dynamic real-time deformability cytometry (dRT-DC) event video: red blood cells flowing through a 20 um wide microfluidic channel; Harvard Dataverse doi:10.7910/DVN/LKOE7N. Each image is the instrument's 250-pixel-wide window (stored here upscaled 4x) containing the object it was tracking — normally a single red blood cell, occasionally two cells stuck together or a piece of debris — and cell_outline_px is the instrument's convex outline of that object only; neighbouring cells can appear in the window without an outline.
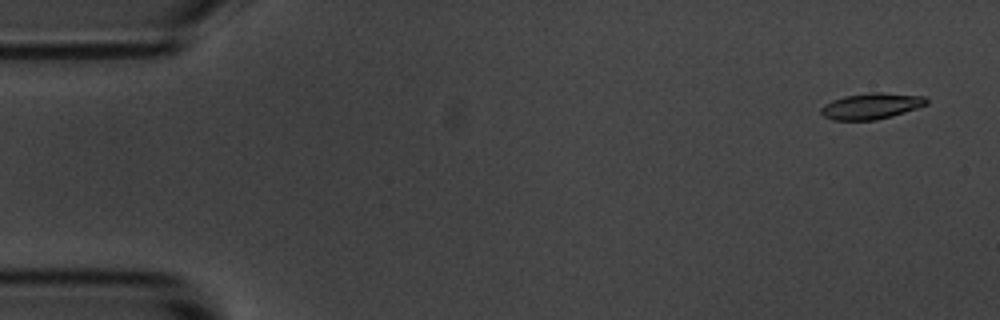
{"species": "common noctule bat (a hibernating species)", "species_latin": "Nyctalus noctula", "temperature_condition": "room temperature", "stored_images_in_passage": 55, "camera_frame_rate_fps": 3000, "um_per_image_px": 0.085, "animal": {"sex": "male", "body_mass_g": 20.1, "forearm_length_mm": 53.5}, "frame": {"image": 1, "passage_image": 3, "time_ms": 0.667, "image_size_px": [1000, 320], "cell_outline_px": [[928, 104], [892, 116], [876, 120], [832, 120], [824, 116], [820, 112], [820, 108], [824, 104], [832, 100], [844, 96], [868, 92], [880, 92], [924, 96], [928, 100]], "centroid_in_image_um": [74.03, 9.01], "position_along_channel_um": 11.0, "area_um2": 16.07}}
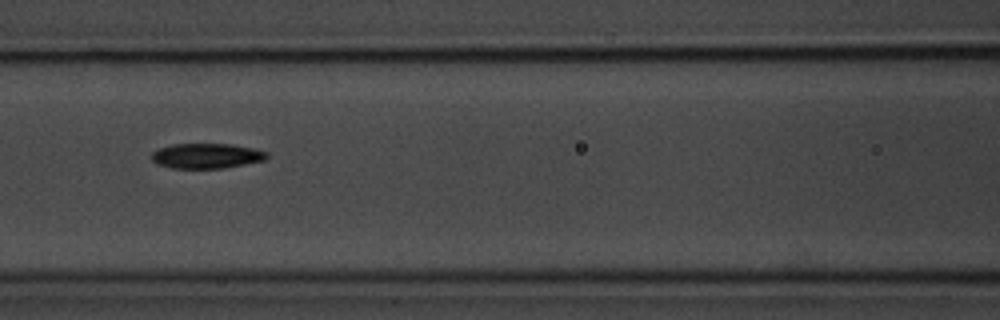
{"frame": {"image": 2, "passage_image": 24, "time_ms": 7.667, "image_size_px": [1000, 320], "cell_outline_px": [[268, 156], [264, 160], [224, 168], [172, 168], [160, 164], [152, 160], [152, 152], [160, 148], [172, 144], [232, 144], [252, 148], [268, 152]], "centroid_in_image_um": [17.57, 13.24], "position_along_channel_um": 149.0, "area_um2": 16.65}}
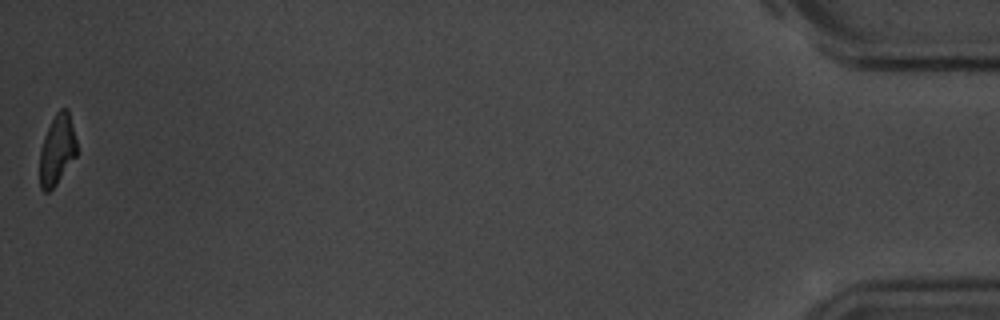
{"frame": {"image": 3, "passage_image": 55, "time_ms": 18.0, "image_size_px": [1000, 320], "cell_outline_px": [[76, 156], [56, 184], [48, 192], [44, 192], [40, 188], [40, 152], [44, 136], [56, 112], [60, 108], [68, 108], [76, 140]], "centroid_in_image_um": [4.85, 12.73], "position_along_channel_um": 430.4, "area_um2": 14.97}, "authors_computed_cell_mechanics": {"area_um2": 16.5886, "velocity_mm_per_s": 3.6589, "shape_relaxation_time_tau1_ms": 3.0814, "shape_relaxation_time_tau2_ms": 6.9544, "deformation_change_tau1": 0.1616, "deformation_change_tau2": 0.1402}}